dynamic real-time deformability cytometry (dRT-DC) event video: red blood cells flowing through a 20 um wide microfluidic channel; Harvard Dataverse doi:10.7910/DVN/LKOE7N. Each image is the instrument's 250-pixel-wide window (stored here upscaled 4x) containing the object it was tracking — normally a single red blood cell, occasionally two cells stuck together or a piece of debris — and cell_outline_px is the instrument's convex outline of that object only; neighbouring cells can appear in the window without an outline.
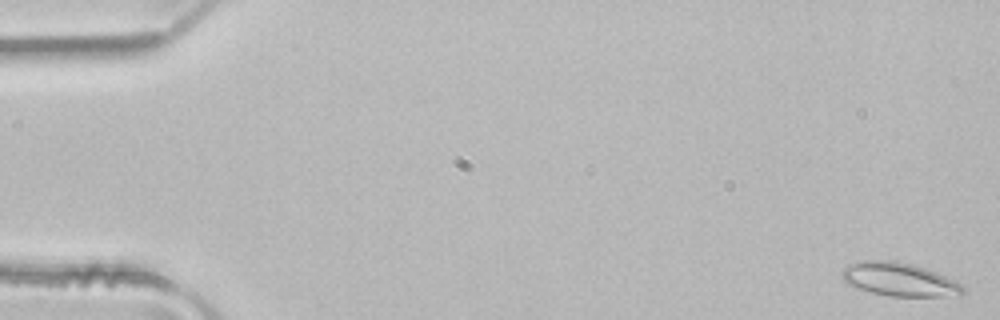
{"species": "common noctule bat (a hibernating species)", "species_latin": "Nyctalus noctula", "temperature_condition": "room temperature", "stored_images_in_passage": 3, "camera_frame_rate_fps": 3000, "um_per_image_px": 0.085, "animal": {"sex": "male", "body_mass_g": 21.5, "forearm_length_mm": 52.0}, "frame": {"image": 1, "passage_image": 1, "time_ms": 0.0, "image_size_px": [1000, 320], "cell_outline_px": [[964, 292], [960, 296], [888, 296], [872, 292], [848, 284], [840, 276], [840, 272], [844, 268], [852, 264], [864, 260], [892, 260], [924, 268], [936, 272], [960, 284], [964, 288]], "centroid_in_image_um": [76.43, 23.76], "position_along_channel_um": 8.6, "area_um2": 23.18}}